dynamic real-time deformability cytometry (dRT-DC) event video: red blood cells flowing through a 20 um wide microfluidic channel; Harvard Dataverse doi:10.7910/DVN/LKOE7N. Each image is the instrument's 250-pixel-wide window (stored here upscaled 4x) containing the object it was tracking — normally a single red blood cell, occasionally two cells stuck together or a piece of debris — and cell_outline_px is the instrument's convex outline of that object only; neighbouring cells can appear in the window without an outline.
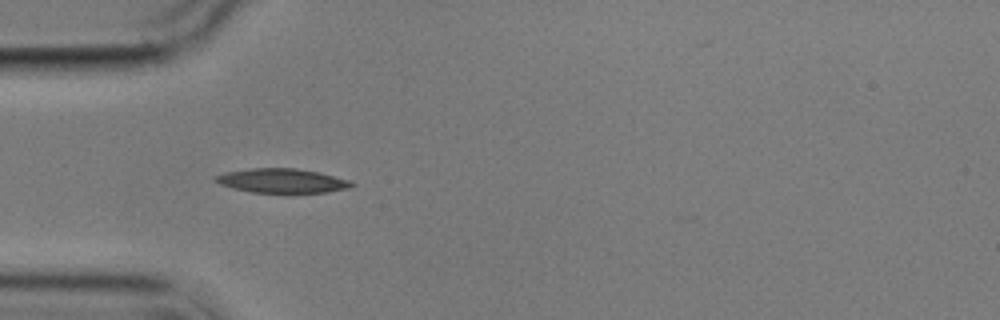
{"species": "common noctule bat (a hibernating species)", "species_latin": "Nyctalus noctula", "temperature_condition": "cold", "stored_images_in_passage": 13, "camera_frame_rate_fps": 3000, "um_per_image_px": 0.085, "animal": {"sex": "male", "body_mass_g": 17.9}, "frame": {"image": 1, "passage_image": 3, "time_ms": 2.333, "image_size_px": [1000, 320], "cell_outline_px": [[356, 184], [348, 188], [328, 192], [252, 192], [232, 188], [220, 184], [212, 180], [216, 176], [224, 172], [252, 168], [296, 168], [320, 172], [352, 180]], "centroid_in_image_um": [23.99, 15.35], "position_along_channel_um": 61.0, "area_um2": 19.31}}
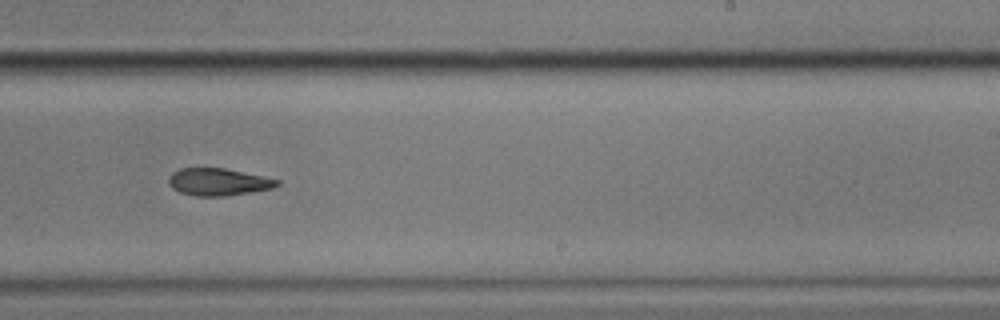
{"frame": {"image": 2, "passage_image": 8, "time_ms": 8.333, "image_size_px": [1000, 320], "cell_outline_px": [[280, 184], [272, 188], [252, 192], [224, 196], [196, 196], [180, 192], [172, 188], [168, 184], [168, 176], [172, 172], [180, 168], [224, 168], [264, 176], [280, 180]], "centroid_in_image_um": [18.54, 15.46], "position_along_channel_um": 270.5, "area_um2": 17.34}}
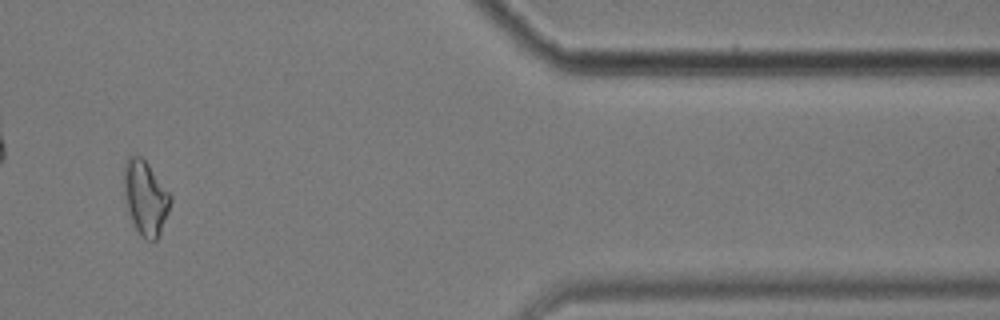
{"frame": {"image": 3, "passage_image": 11, "time_ms": 13.0, "image_size_px": [1000, 320], "cell_outline_px": [[172, 200], [168, 212], [160, 232], [156, 240], [144, 240], [140, 236], [128, 212], [124, 196], [124, 164], [128, 156], [132, 152], [140, 156], [148, 164], [172, 196]], "centroid_in_image_um": [12.34, 16.78], "position_along_channel_um": 399.1, "area_um2": 20.17}, "authors_computed_cell_mechanics": {"area_um2": 19.0162, "velocity_mm_per_s": 3.5083, "shape_relaxation_time_tau1_ms": 3.1732, "shape_relaxation_time_tau2_ms": null, "deformation_change_tau1": 0.0722, "deformation_change_tau2": null}}